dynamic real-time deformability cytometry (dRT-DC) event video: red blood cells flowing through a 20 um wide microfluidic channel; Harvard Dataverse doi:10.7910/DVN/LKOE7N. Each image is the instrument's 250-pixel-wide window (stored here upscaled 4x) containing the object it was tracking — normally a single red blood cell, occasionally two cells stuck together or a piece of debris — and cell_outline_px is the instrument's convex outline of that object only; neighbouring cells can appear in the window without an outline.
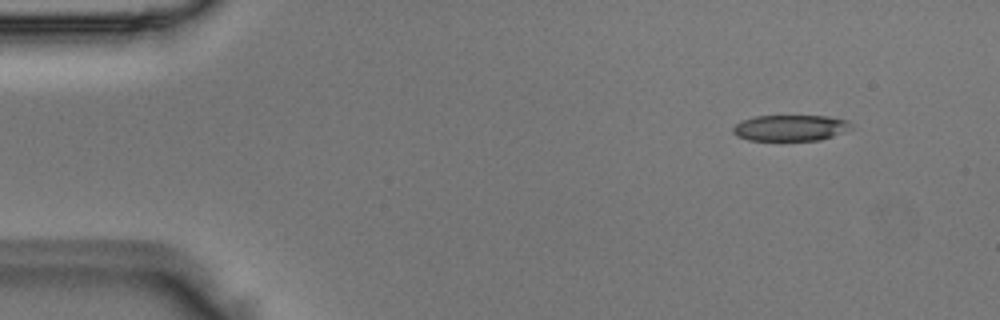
{"species": "Egyptian fruit bat (a non-hibernating species)", "species_latin": "Rousettus aegyptiacus", "temperature_condition": "room temperature", "stored_images_in_passage": 3, "camera_frame_rate_fps": 3000, "um_per_image_px": 0.085, "animal": {"sex": "male"}, "frame": {"image": 1, "passage_image": 1, "time_ms": 0.0, "image_size_px": [1000, 320], "cell_outline_px": [[852, 128], [844, 132], [820, 140], [748, 140], [736, 136], [732, 132], [732, 128], [740, 120], [756, 116], [828, 116], [848, 120], [852, 124]], "centroid_in_image_um": [67.17, 10.86], "position_along_channel_um": 17.8, "area_um2": 18.03}}